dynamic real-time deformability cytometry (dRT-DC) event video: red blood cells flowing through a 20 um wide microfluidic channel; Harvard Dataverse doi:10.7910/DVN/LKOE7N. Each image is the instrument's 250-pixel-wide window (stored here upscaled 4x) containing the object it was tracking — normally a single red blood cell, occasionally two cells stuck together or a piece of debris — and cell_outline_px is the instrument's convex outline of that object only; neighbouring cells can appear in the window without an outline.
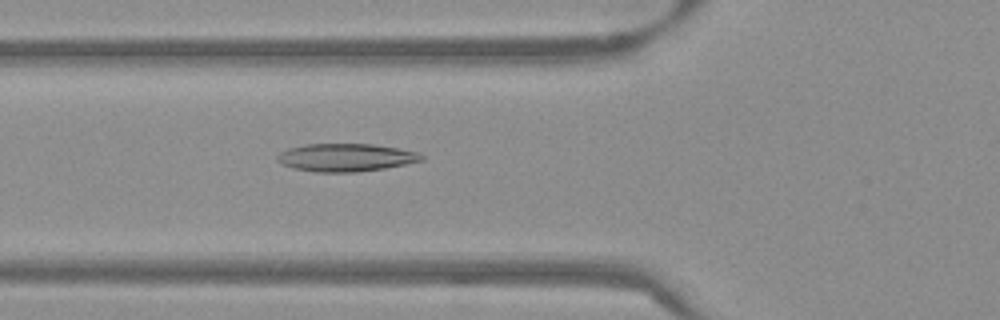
{"species": "Egyptian fruit bat (a non-hibernating species)", "species_latin": "Rousettus aegyptiacus", "temperature_condition": "warm", "stored_images_in_passage": 52, "camera_frame_rate_fps": 3000, "um_per_image_px": 0.085, "frame": {"image": 1, "passage_image": 19, "time_ms": 6.0, "image_size_px": [1000, 320], "cell_outline_px": [[424, 160], [384, 168], [356, 172], [316, 172], [292, 168], [280, 164], [276, 160], [276, 156], [280, 152], [288, 148], [304, 144], [372, 144], [400, 148], [416, 152], [424, 156]], "centroid_in_image_um": [29.35, 13.38], "position_along_channel_um": 96.5, "area_um2": 23.52}}
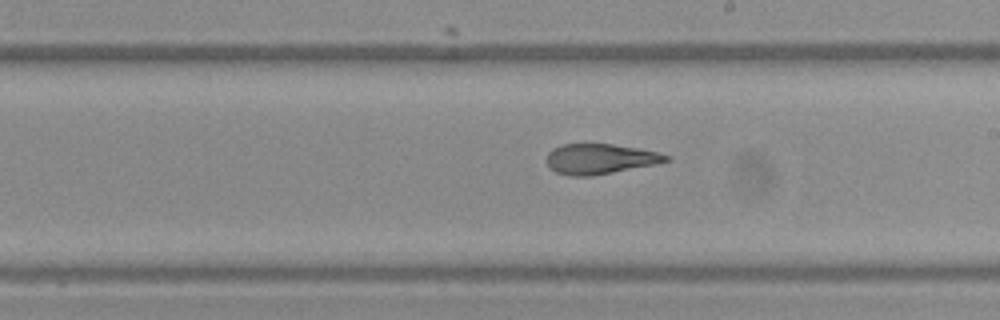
{"frame": {"image": 2, "passage_image": 30, "time_ms": 9.667, "image_size_px": [1000, 320], "cell_outline_px": [[672, 156], [668, 160], [656, 164], [592, 176], [568, 176], [556, 172], [548, 164], [548, 152], [552, 148], [560, 144], [612, 144], [640, 148]], "centroid_in_image_um": [51.0, 13.5], "position_along_channel_um": 238.0, "area_um2": 20.98}}
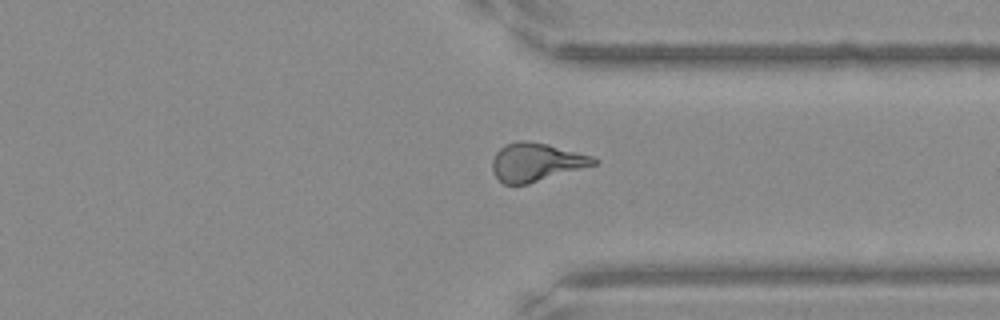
{"frame": {"image": 3, "passage_image": 40, "time_ms": 13.0, "image_size_px": [1000, 320], "cell_outline_px": [[600, 164], [528, 184], [504, 184], [496, 176], [492, 168], [492, 160], [496, 152], [504, 144], [516, 140], [524, 140], [548, 144], [592, 156], [600, 160]], "centroid_in_image_um": [45.61, 13.77], "position_along_channel_um": 365.8, "area_um2": 22.89}, "authors_computed_cell_mechanics": {"area_um2": 22.6287, "velocity_mm_per_s": 3.8406, "shape_relaxation_time_tau1_ms": null, "shape_relaxation_time_tau2_ms": 2.3234, "deformation_change_tau1": null, "deformation_change_tau2": 0.0947}}